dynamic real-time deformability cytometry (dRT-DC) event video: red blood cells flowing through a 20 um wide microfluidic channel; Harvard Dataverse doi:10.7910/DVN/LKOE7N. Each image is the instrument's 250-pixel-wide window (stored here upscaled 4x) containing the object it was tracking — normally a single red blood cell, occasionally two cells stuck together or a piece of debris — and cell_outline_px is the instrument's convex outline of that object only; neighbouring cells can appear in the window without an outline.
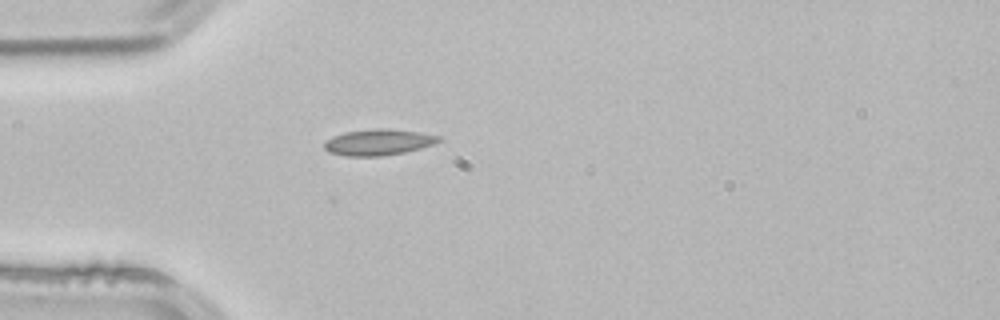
{"species": "common noctule bat (a hibernating species)", "species_latin": "Nyctalus noctula", "temperature_condition": "room temperature", "stored_images_in_passage": 5, "camera_frame_rate_fps": 3000, "um_per_image_px": 0.085, "animal": {"sex": "male", "body_mass_g": 21.5, "forearm_length_mm": 52.0}, "frame": {"image": 1, "passage_image": 5, "time_ms": 1.333, "image_size_px": [1000, 320], "cell_outline_px": [[444, 140], [420, 148], [404, 152], [384, 156], [344, 156], [328, 152], [324, 148], [324, 144], [332, 136], [344, 132], [376, 128], [388, 128], [420, 132], [440, 136]], "centroid_in_image_um": [32.17, 12.08], "position_along_channel_um": 52.8, "area_um2": 17.51}}